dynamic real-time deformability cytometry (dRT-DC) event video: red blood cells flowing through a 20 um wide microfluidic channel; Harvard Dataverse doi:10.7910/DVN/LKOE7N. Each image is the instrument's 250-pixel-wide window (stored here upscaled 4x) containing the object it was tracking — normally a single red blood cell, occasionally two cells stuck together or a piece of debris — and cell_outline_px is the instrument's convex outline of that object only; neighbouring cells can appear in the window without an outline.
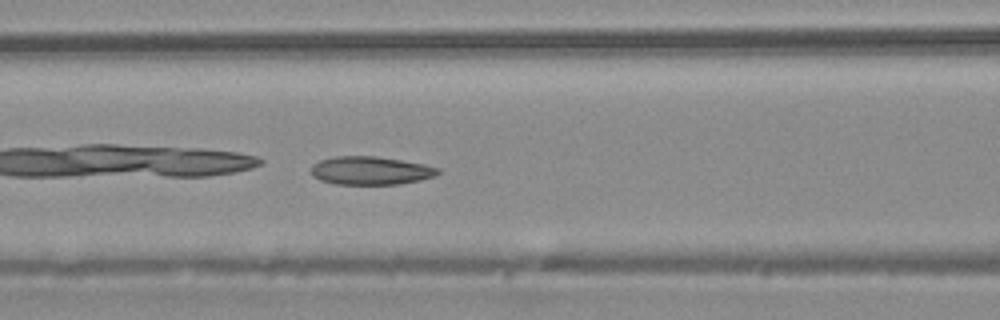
{"species": "common noctule bat (a hibernating species)", "species_latin": "Nyctalus noctula", "temperature_condition": "warm", "stored_images_in_passage": 34, "camera_frame_rate_fps": 3000, "um_per_image_px": 0.085, "animal": {"sex": "male", "body_mass_g": 20.4}, "frame": {"image": 1, "passage_image": 10, "time_ms": 3.0, "image_size_px": [1000, 320], "cell_outline_px": [[440, 172], [436, 176], [420, 180], [400, 184], [336, 184], [320, 180], [312, 176], [312, 164], [320, 160], [336, 156], [376, 156], [424, 164], [440, 168]], "centroid_in_image_um": [31.51, 14.5], "position_along_channel_um": 135.1, "area_um2": 20.92}}